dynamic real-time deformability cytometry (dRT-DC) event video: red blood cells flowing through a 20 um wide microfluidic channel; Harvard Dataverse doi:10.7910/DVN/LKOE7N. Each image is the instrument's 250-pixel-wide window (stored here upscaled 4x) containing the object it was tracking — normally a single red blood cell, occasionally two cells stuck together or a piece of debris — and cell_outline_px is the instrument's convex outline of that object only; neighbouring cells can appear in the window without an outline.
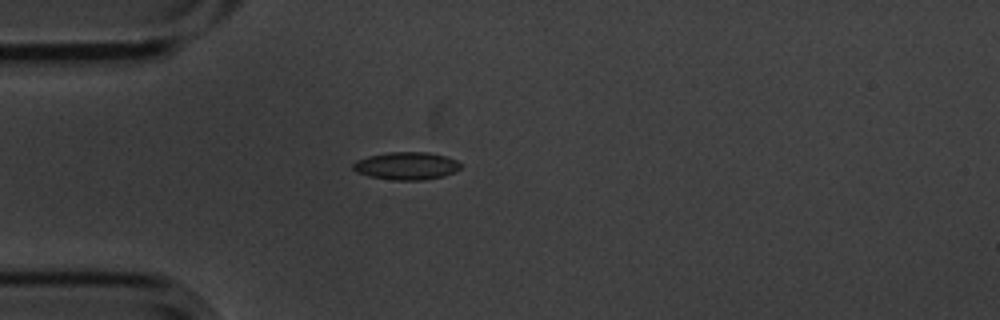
{"species": "common noctule bat (a hibernating species)", "species_latin": "Nyctalus noctula", "temperature_condition": "cold", "stored_images_in_passage": 8, "camera_frame_rate_fps": 3000, "um_per_image_px": 0.085, "animal": {"sex": "male", "body_mass_g": 20.1, "forearm_length_mm": 53.5}, "frame": {"image": 1, "passage_image": 5, "time_ms": 1.333, "image_size_px": [1000, 320], "cell_outline_px": [[460, 168], [456, 172], [444, 176], [420, 180], [392, 180], [368, 176], [356, 172], [352, 168], [352, 164], [356, 160], [368, 156], [388, 152], [428, 152], [444, 156], [456, 160], [460, 164]], "centroid_in_image_um": [34.52, 14.1], "position_along_channel_um": 50.5, "area_um2": 17.4}}
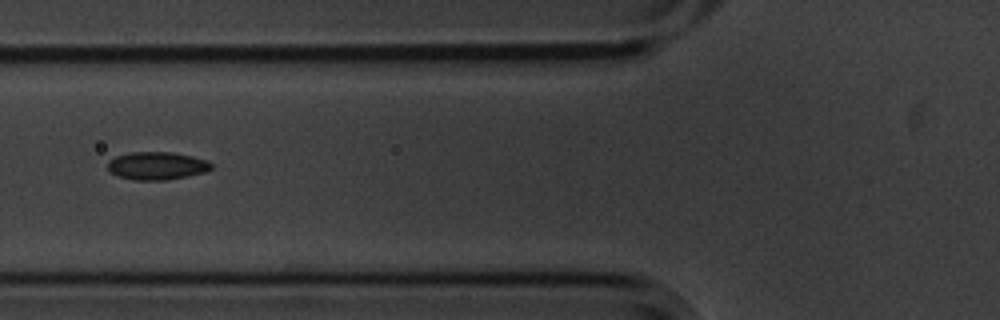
{"frame": {"image": 2, "passage_image": 7, "time_ms": 2.0, "image_size_px": [1000, 320], "cell_outline_px": [[212, 168], [204, 172], [188, 176], [164, 180], [132, 180], [116, 176], [108, 172], [108, 160], [116, 156], [132, 152], [172, 152], [192, 156], [208, 160], [212, 164]], "centroid_in_image_um": [13.3, 14.09], "position_along_channel_um": 112.5, "area_um2": 16.99}}
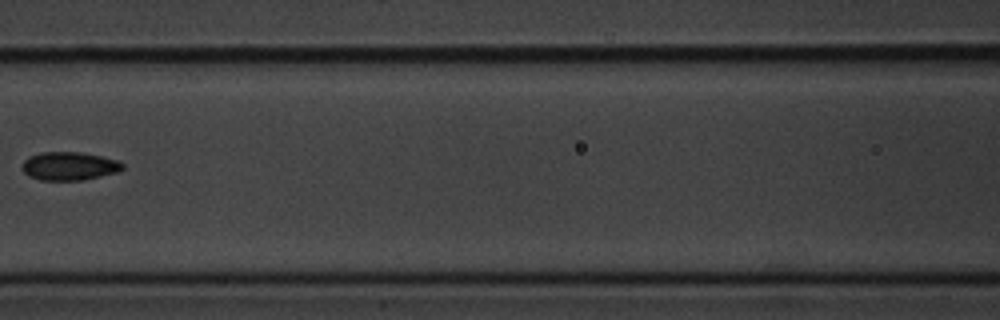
{"frame": {"image": 3, "passage_image": 8, "time_ms": 2.333, "image_size_px": [1000, 320], "cell_outline_px": [[124, 168], [116, 172], [84, 180], [40, 180], [28, 176], [20, 168], [20, 164], [28, 156], [40, 152], [80, 152], [100, 156], [116, 160], [124, 164]], "centroid_in_image_um": [5.82, 14.11], "position_along_channel_um": 160.8, "area_um2": 16.7}}